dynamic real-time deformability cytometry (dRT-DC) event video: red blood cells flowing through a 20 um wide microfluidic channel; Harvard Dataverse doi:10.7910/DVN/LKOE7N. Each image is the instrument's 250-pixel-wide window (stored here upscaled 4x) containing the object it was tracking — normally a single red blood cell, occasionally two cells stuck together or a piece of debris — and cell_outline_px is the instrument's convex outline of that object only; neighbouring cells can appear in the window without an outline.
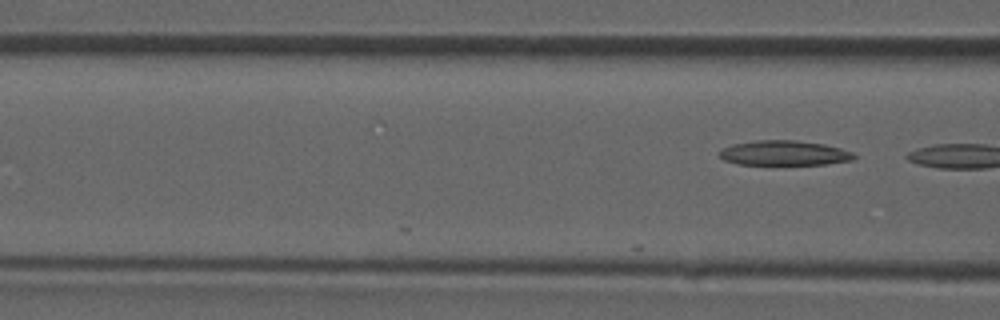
{"species": "common noctule bat (a hibernating species)", "species_latin": "Nyctalus noctula", "temperature_condition": "room temperature", "stored_images_in_passage": 11, "camera_frame_rate_fps": 3000, "um_per_image_px": 0.085, "animal": {"sex": "male", "forearm_length_mm": 52.5}, "frame": {"image": 1, "passage_image": 11, "time_ms": 3.333, "image_size_px": [1000, 320], "cell_outline_px": [[856, 156], [852, 160], [828, 164], [736, 164], [724, 160], [716, 152], [732, 144], [756, 140], [796, 140], [824, 144], [840, 148], [852, 152]], "centroid_in_image_um": [66.63, 13.0], "position_along_channel_um": 100.0, "area_um2": 19.48}}